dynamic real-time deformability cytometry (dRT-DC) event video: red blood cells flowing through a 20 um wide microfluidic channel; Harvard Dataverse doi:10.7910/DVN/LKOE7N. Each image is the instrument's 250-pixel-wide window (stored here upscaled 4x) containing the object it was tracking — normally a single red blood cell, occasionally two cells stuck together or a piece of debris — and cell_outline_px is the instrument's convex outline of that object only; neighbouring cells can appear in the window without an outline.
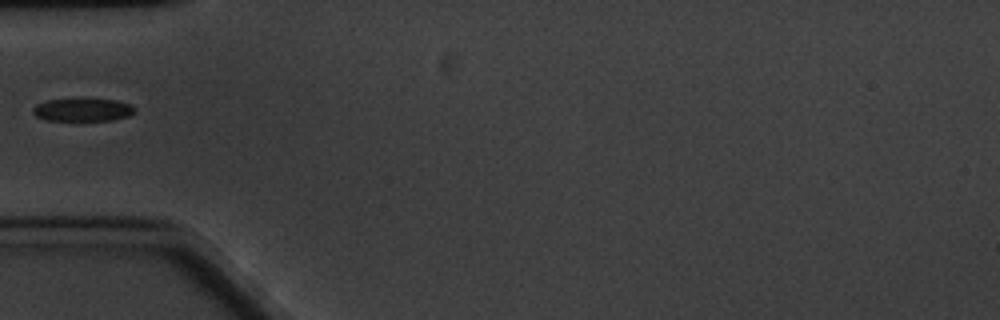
{"species": "common noctule bat (a hibernating species)", "species_latin": "Nyctalus noctula", "temperature_condition": "cold", "stored_images_in_passage": 42, "camera_frame_rate_fps": 3000, "um_per_image_px": 0.085, "animal": {"sex": "male", "body_mass_g": 20.1, "forearm_length_mm": 53.5}, "frame": {"image": 1, "passage_image": 1, "time_ms": 0.0, "image_size_px": [1000, 320], "cell_outline_px": [[136, 112], [128, 116], [112, 120], [44, 120], [36, 116], [32, 112], [32, 108], [36, 104], [48, 100], [116, 100], [132, 104], [136, 108]], "centroid_in_image_um": [7.05, 9.35], "position_along_channel_um": 77.9, "area_um2": 13.41}}
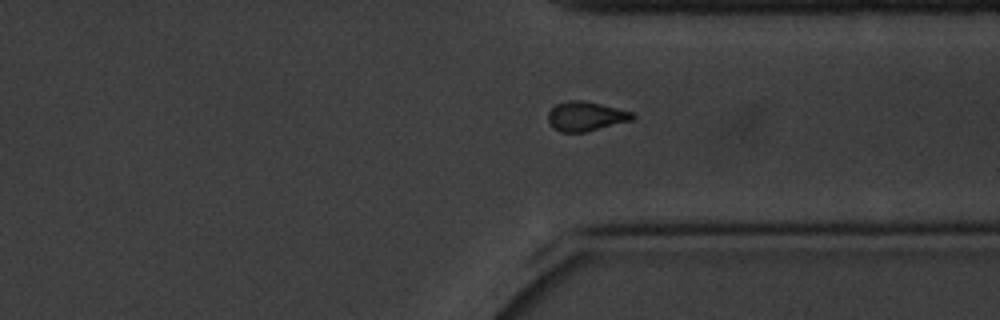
{"frame": {"image": 2, "passage_image": 27, "time_ms": 8.667, "image_size_px": [1000, 320], "cell_outline_px": [[636, 116], [632, 120], [584, 132], [560, 132], [552, 128], [548, 120], [548, 112], [556, 104], [564, 100], [584, 100], [632, 112]], "centroid_in_image_um": [49.75, 9.88], "position_along_channel_um": 361.7, "area_um2": 14.45}}
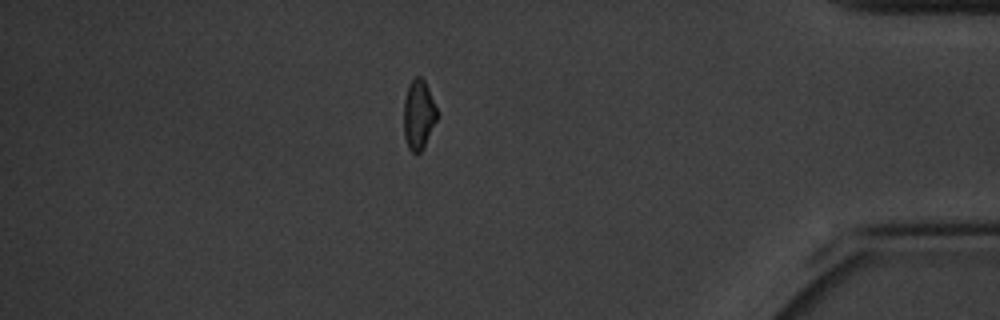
{"frame": {"image": 3, "passage_image": 34, "time_ms": 11.0, "image_size_px": [1000, 320], "cell_outline_px": [[440, 116], [424, 148], [416, 156], [408, 148], [404, 136], [404, 100], [408, 84], [416, 76], [420, 76], [424, 80], [428, 88]], "centroid_in_image_um": [35.6, 9.79], "position_along_channel_um": 399.6, "area_um2": 13.93}}